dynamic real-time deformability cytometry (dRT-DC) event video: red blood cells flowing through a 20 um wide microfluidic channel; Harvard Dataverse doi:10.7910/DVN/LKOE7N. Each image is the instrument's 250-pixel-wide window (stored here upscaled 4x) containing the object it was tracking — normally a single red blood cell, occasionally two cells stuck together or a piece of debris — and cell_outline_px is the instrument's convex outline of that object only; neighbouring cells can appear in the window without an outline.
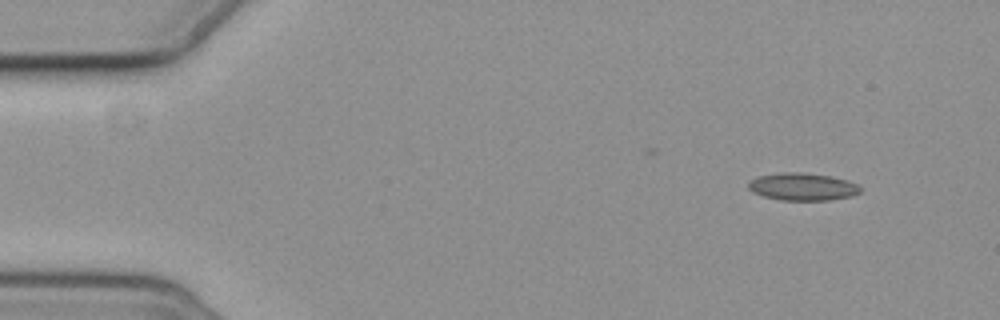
{"species": "common noctule bat (a hibernating species)", "species_latin": "Nyctalus noctula", "temperature_condition": "cold", "stored_images_in_passage": 3, "camera_frame_rate_fps": 3000, "um_per_image_px": 0.085, "animal": {"sex": "female", "body_mass_g": 19.3, "forearm_length_mm": 54.1}, "frame": {"image": 1, "passage_image": 1, "time_ms": 0.0, "image_size_px": [1000, 320], "cell_outline_px": [[860, 192], [848, 196], [828, 200], [780, 200], [764, 196], [752, 192], [748, 188], [748, 184], [756, 176], [780, 172], [804, 172], [832, 176], [848, 180], [860, 184]], "centroid_in_image_um": [68.21, 15.85], "position_along_channel_um": 16.8, "area_um2": 18.03}}
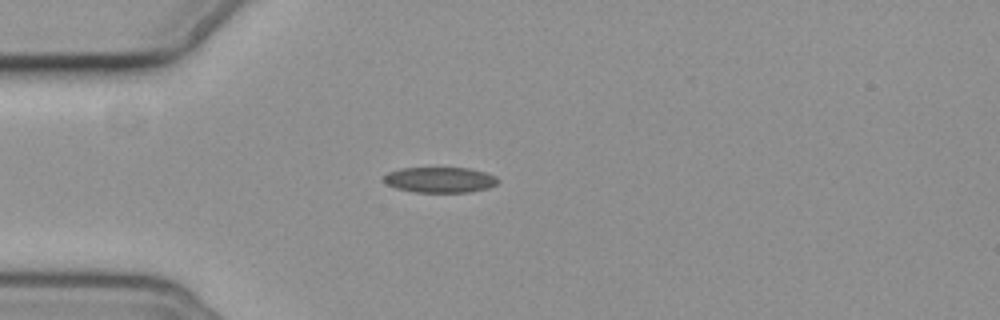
{"frame": {"image": 2, "passage_image": 3, "time_ms": 3.333, "image_size_px": [1000, 320], "cell_outline_px": [[500, 180], [496, 184], [488, 188], [468, 192], [416, 192], [396, 188], [388, 184], [384, 180], [384, 176], [388, 172], [400, 168], [472, 168], [496, 176]], "centroid_in_image_um": [37.42, 15.28], "position_along_channel_um": 47.6, "area_um2": 16.94}}